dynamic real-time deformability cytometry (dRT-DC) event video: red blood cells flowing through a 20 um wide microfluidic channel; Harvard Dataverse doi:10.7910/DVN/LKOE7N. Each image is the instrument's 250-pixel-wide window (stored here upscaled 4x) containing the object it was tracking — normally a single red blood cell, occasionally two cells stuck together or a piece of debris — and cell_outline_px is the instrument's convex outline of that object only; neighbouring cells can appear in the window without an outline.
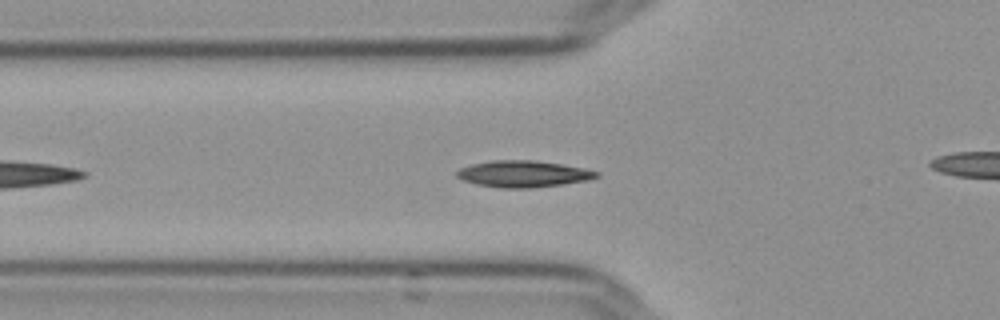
{"species": "Egyptian fruit bat (a non-hibernating species)", "species_latin": "Rousettus aegyptiacus", "temperature_condition": "cold", "stored_images_in_passage": 45, "camera_frame_rate_fps": 3000, "um_per_image_px": 0.085, "frame": {"image": 1, "passage_image": 8, "time_ms": 2.333, "image_size_px": [1000, 320], "cell_outline_px": [[600, 176], [588, 180], [532, 188], [500, 188], [476, 184], [460, 180], [456, 176], [456, 172], [460, 168], [472, 164], [492, 160], [536, 160], [584, 168], [600, 172]], "centroid_in_image_um": [44.45, 14.78], "position_along_channel_um": 81.4, "area_um2": 21.68}}
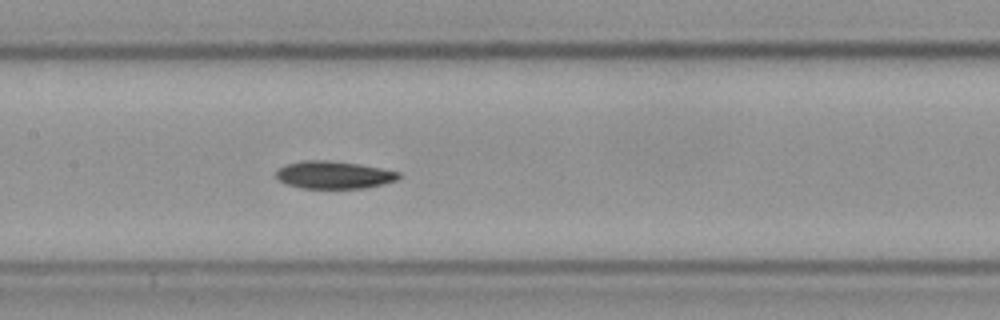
{"frame": {"image": 2, "passage_image": 16, "time_ms": 5.0, "image_size_px": [1000, 320], "cell_outline_px": [[400, 176], [396, 180], [384, 184], [364, 188], [304, 188], [288, 184], [280, 180], [276, 176], [276, 172], [284, 164], [304, 160], [328, 160], [356, 164], [380, 168], [400, 172]], "centroid_in_image_um": [28.38, 14.86], "position_along_channel_um": 179.0, "area_um2": 19.48}}
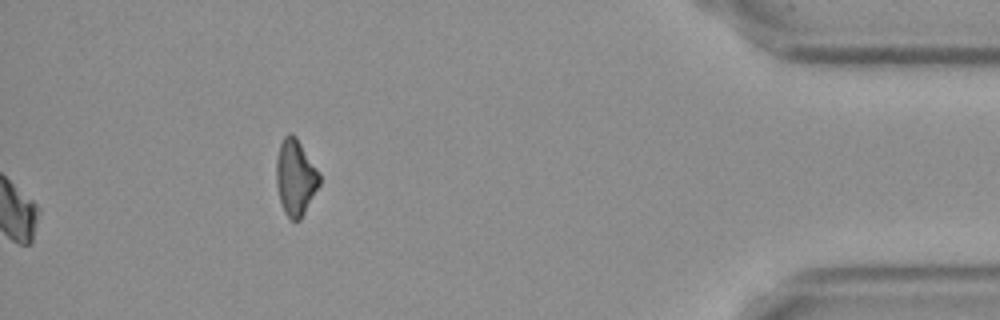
{"frame": {"image": 3, "passage_image": 45, "time_ms": 14.667, "image_size_px": [1000, 320], "cell_outline_px": [[320, 184], [300, 220], [292, 220], [284, 212], [280, 200], [276, 184], [276, 156], [280, 144], [284, 136], [288, 132], [292, 132], [296, 136], [320, 172]], "centroid_in_image_um": [25.11, 15.04], "position_along_channel_um": 410.1, "area_um2": 19.25}, "authors_computed_cell_mechanics": {"area_um2": 19.5942, "velocity_mm_per_s": 3.6247, "shape_relaxation_time_tau1_ms": 3.1172, "shape_relaxation_time_tau2_ms": null, "deformation_change_tau1": 0.0757, "deformation_change_tau2": null}}